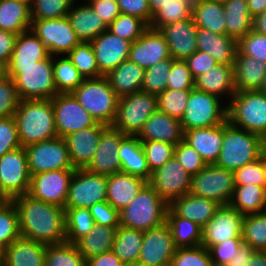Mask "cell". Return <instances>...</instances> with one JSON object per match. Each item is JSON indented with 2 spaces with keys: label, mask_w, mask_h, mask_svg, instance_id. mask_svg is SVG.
<instances>
[{
  "label": "cell",
  "mask_w": 266,
  "mask_h": 266,
  "mask_svg": "<svg viewBox=\"0 0 266 266\" xmlns=\"http://www.w3.org/2000/svg\"><path fill=\"white\" fill-rule=\"evenodd\" d=\"M169 204L147 183L126 207L120 210V226L147 231L166 222Z\"/></svg>",
  "instance_id": "277c9868"
},
{
  "label": "cell",
  "mask_w": 266,
  "mask_h": 266,
  "mask_svg": "<svg viewBox=\"0 0 266 266\" xmlns=\"http://www.w3.org/2000/svg\"><path fill=\"white\" fill-rule=\"evenodd\" d=\"M177 247L165 222L143 232V243L137 263L143 266H170Z\"/></svg>",
  "instance_id": "ac0fdd59"
},
{
  "label": "cell",
  "mask_w": 266,
  "mask_h": 266,
  "mask_svg": "<svg viewBox=\"0 0 266 266\" xmlns=\"http://www.w3.org/2000/svg\"><path fill=\"white\" fill-rule=\"evenodd\" d=\"M21 237L16 206L9 200L0 209V247L5 249Z\"/></svg>",
  "instance_id": "f907efd6"
},
{
  "label": "cell",
  "mask_w": 266,
  "mask_h": 266,
  "mask_svg": "<svg viewBox=\"0 0 266 266\" xmlns=\"http://www.w3.org/2000/svg\"><path fill=\"white\" fill-rule=\"evenodd\" d=\"M184 3H186L188 6H190L192 9L195 7V5L200 1V0H181Z\"/></svg>",
  "instance_id": "b62a3aed"
},
{
  "label": "cell",
  "mask_w": 266,
  "mask_h": 266,
  "mask_svg": "<svg viewBox=\"0 0 266 266\" xmlns=\"http://www.w3.org/2000/svg\"><path fill=\"white\" fill-rule=\"evenodd\" d=\"M173 158L191 175L199 173L207 165L200 154L182 139L173 151Z\"/></svg>",
  "instance_id": "680465c9"
},
{
  "label": "cell",
  "mask_w": 266,
  "mask_h": 266,
  "mask_svg": "<svg viewBox=\"0 0 266 266\" xmlns=\"http://www.w3.org/2000/svg\"><path fill=\"white\" fill-rule=\"evenodd\" d=\"M47 245L20 237L4 249L2 266H45Z\"/></svg>",
  "instance_id": "1f68e13d"
},
{
  "label": "cell",
  "mask_w": 266,
  "mask_h": 266,
  "mask_svg": "<svg viewBox=\"0 0 266 266\" xmlns=\"http://www.w3.org/2000/svg\"><path fill=\"white\" fill-rule=\"evenodd\" d=\"M167 81V89L192 90L194 88V78L185 60L172 59Z\"/></svg>",
  "instance_id": "91938a15"
},
{
  "label": "cell",
  "mask_w": 266,
  "mask_h": 266,
  "mask_svg": "<svg viewBox=\"0 0 266 266\" xmlns=\"http://www.w3.org/2000/svg\"><path fill=\"white\" fill-rule=\"evenodd\" d=\"M53 77L57 94L72 93L84 81L67 55L59 59L53 56Z\"/></svg>",
  "instance_id": "ee69618b"
},
{
  "label": "cell",
  "mask_w": 266,
  "mask_h": 266,
  "mask_svg": "<svg viewBox=\"0 0 266 266\" xmlns=\"http://www.w3.org/2000/svg\"><path fill=\"white\" fill-rule=\"evenodd\" d=\"M185 61L194 79L219 64L211 55L199 50L194 52Z\"/></svg>",
  "instance_id": "89a4df30"
},
{
  "label": "cell",
  "mask_w": 266,
  "mask_h": 266,
  "mask_svg": "<svg viewBox=\"0 0 266 266\" xmlns=\"http://www.w3.org/2000/svg\"><path fill=\"white\" fill-rule=\"evenodd\" d=\"M10 199L5 196L0 194V209L9 201Z\"/></svg>",
  "instance_id": "67dfc351"
},
{
  "label": "cell",
  "mask_w": 266,
  "mask_h": 266,
  "mask_svg": "<svg viewBox=\"0 0 266 266\" xmlns=\"http://www.w3.org/2000/svg\"><path fill=\"white\" fill-rule=\"evenodd\" d=\"M150 172L162 167L173 157L175 145L163 141L141 142Z\"/></svg>",
  "instance_id": "6f0895ef"
},
{
  "label": "cell",
  "mask_w": 266,
  "mask_h": 266,
  "mask_svg": "<svg viewBox=\"0 0 266 266\" xmlns=\"http://www.w3.org/2000/svg\"><path fill=\"white\" fill-rule=\"evenodd\" d=\"M75 0H33L31 19H56L66 17Z\"/></svg>",
  "instance_id": "11a10c76"
},
{
  "label": "cell",
  "mask_w": 266,
  "mask_h": 266,
  "mask_svg": "<svg viewBox=\"0 0 266 266\" xmlns=\"http://www.w3.org/2000/svg\"><path fill=\"white\" fill-rule=\"evenodd\" d=\"M31 9L28 4L14 0H0V29L20 34L31 27Z\"/></svg>",
  "instance_id": "8d00e7d4"
},
{
  "label": "cell",
  "mask_w": 266,
  "mask_h": 266,
  "mask_svg": "<svg viewBox=\"0 0 266 266\" xmlns=\"http://www.w3.org/2000/svg\"><path fill=\"white\" fill-rule=\"evenodd\" d=\"M235 185L254 184L266 189L261 157L234 171Z\"/></svg>",
  "instance_id": "e7e4bbea"
},
{
  "label": "cell",
  "mask_w": 266,
  "mask_h": 266,
  "mask_svg": "<svg viewBox=\"0 0 266 266\" xmlns=\"http://www.w3.org/2000/svg\"><path fill=\"white\" fill-rule=\"evenodd\" d=\"M125 264L112 250L95 255L86 260V266H124Z\"/></svg>",
  "instance_id": "753ad0ef"
},
{
  "label": "cell",
  "mask_w": 266,
  "mask_h": 266,
  "mask_svg": "<svg viewBox=\"0 0 266 266\" xmlns=\"http://www.w3.org/2000/svg\"><path fill=\"white\" fill-rule=\"evenodd\" d=\"M174 244L179 247H195L201 245L202 227L189 219L177 216L169 207L166 214Z\"/></svg>",
  "instance_id": "b9f144b4"
},
{
  "label": "cell",
  "mask_w": 266,
  "mask_h": 266,
  "mask_svg": "<svg viewBox=\"0 0 266 266\" xmlns=\"http://www.w3.org/2000/svg\"><path fill=\"white\" fill-rule=\"evenodd\" d=\"M238 51L243 55L266 62V35L251 30L238 40Z\"/></svg>",
  "instance_id": "6125c7cd"
},
{
  "label": "cell",
  "mask_w": 266,
  "mask_h": 266,
  "mask_svg": "<svg viewBox=\"0 0 266 266\" xmlns=\"http://www.w3.org/2000/svg\"><path fill=\"white\" fill-rule=\"evenodd\" d=\"M87 2L107 26L120 15L116 0H87Z\"/></svg>",
  "instance_id": "2644e50d"
},
{
  "label": "cell",
  "mask_w": 266,
  "mask_h": 266,
  "mask_svg": "<svg viewBox=\"0 0 266 266\" xmlns=\"http://www.w3.org/2000/svg\"><path fill=\"white\" fill-rule=\"evenodd\" d=\"M234 66L236 92L259 90L266 77V62L237 51Z\"/></svg>",
  "instance_id": "d6a6232c"
},
{
  "label": "cell",
  "mask_w": 266,
  "mask_h": 266,
  "mask_svg": "<svg viewBox=\"0 0 266 266\" xmlns=\"http://www.w3.org/2000/svg\"><path fill=\"white\" fill-rule=\"evenodd\" d=\"M184 140L200 154L206 164H215L223 144V124L184 131Z\"/></svg>",
  "instance_id": "484cf974"
},
{
  "label": "cell",
  "mask_w": 266,
  "mask_h": 266,
  "mask_svg": "<svg viewBox=\"0 0 266 266\" xmlns=\"http://www.w3.org/2000/svg\"><path fill=\"white\" fill-rule=\"evenodd\" d=\"M49 55L44 43L31 29L17 35L8 66H29Z\"/></svg>",
  "instance_id": "d590c367"
},
{
  "label": "cell",
  "mask_w": 266,
  "mask_h": 266,
  "mask_svg": "<svg viewBox=\"0 0 266 266\" xmlns=\"http://www.w3.org/2000/svg\"><path fill=\"white\" fill-rule=\"evenodd\" d=\"M246 266H266V251H255Z\"/></svg>",
  "instance_id": "b9fcfbb0"
},
{
  "label": "cell",
  "mask_w": 266,
  "mask_h": 266,
  "mask_svg": "<svg viewBox=\"0 0 266 266\" xmlns=\"http://www.w3.org/2000/svg\"><path fill=\"white\" fill-rule=\"evenodd\" d=\"M223 6L226 35L239 40L252 30V17L247 0H227Z\"/></svg>",
  "instance_id": "60d3db41"
},
{
  "label": "cell",
  "mask_w": 266,
  "mask_h": 266,
  "mask_svg": "<svg viewBox=\"0 0 266 266\" xmlns=\"http://www.w3.org/2000/svg\"><path fill=\"white\" fill-rule=\"evenodd\" d=\"M14 118L22 147L57 137L51 99L21 100Z\"/></svg>",
  "instance_id": "7a4b0ae2"
},
{
  "label": "cell",
  "mask_w": 266,
  "mask_h": 266,
  "mask_svg": "<svg viewBox=\"0 0 266 266\" xmlns=\"http://www.w3.org/2000/svg\"><path fill=\"white\" fill-rule=\"evenodd\" d=\"M244 215L228 205H220L215 215L202 227L201 245L211 246L231 238H242Z\"/></svg>",
  "instance_id": "e0dca14e"
},
{
  "label": "cell",
  "mask_w": 266,
  "mask_h": 266,
  "mask_svg": "<svg viewBox=\"0 0 266 266\" xmlns=\"http://www.w3.org/2000/svg\"><path fill=\"white\" fill-rule=\"evenodd\" d=\"M128 59L147 69L161 60L172 58L164 36L159 30L149 27L131 43Z\"/></svg>",
  "instance_id": "7402d4cb"
},
{
  "label": "cell",
  "mask_w": 266,
  "mask_h": 266,
  "mask_svg": "<svg viewBox=\"0 0 266 266\" xmlns=\"http://www.w3.org/2000/svg\"><path fill=\"white\" fill-rule=\"evenodd\" d=\"M120 14H128L142 19L148 26L152 21L148 0H116Z\"/></svg>",
  "instance_id": "a7ac6f4b"
},
{
  "label": "cell",
  "mask_w": 266,
  "mask_h": 266,
  "mask_svg": "<svg viewBox=\"0 0 266 266\" xmlns=\"http://www.w3.org/2000/svg\"><path fill=\"white\" fill-rule=\"evenodd\" d=\"M149 26L140 18L120 14L109 26L108 31L131 43L138 39Z\"/></svg>",
  "instance_id": "db71d44e"
},
{
  "label": "cell",
  "mask_w": 266,
  "mask_h": 266,
  "mask_svg": "<svg viewBox=\"0 0 266 266\" xmlns=\"http://www.w3.org/2000/svg\"><path fill=\"white\" fill-rule=\"evenodd\" d=\"M137 137L140 142L163 141L176 146L184 139V131L180 120L157 110L145 122Z\"/></svg>",
  "instance_id": "d4e9b609"
},
{
  "label": "cell",
  "mask_w": 266,
  "mask_h": 266,
  "mask_svg": "<svg viewBox=\"0 0 266 266\" xmlns=\"http://www.w3.org/2000/svg\"><path fill=\"white\" fill-rule=\"evenodd\" d=\"M126 136V134H123L113 126H107L102 131L97 150L85 169L89 172L106 176L121 172L118 150Z\"/></svg>",
  "instance_id": "ffe728a7"
},
{
  "label": "cell",
  "mask_w": 266,
  "mask_h": 266,
  "mask_svg": "<svg viewBox=\"0 0 266 266\" xmlns=\"http://www.w3.org/2000/svg\"><path fill=\"white\" fill-rule=\"evenodd\" d=\"M251 17H255L266 10V0H247Z\"/></svg>",
  "instance_id": "2a66077c"
},
{
  "label": "cell",
  "mask_w": 266,
  "mask_h": 266,
  "mask_svg": "<svg viewBox=\"0 0 266 266\" xmlns=\"http://www.w3.org/2000/svg\"><path fill=\"white\" fill-rule=\"evenodd\" d=\"M252 30L259 34L266 35V10L252 18Z\"/></svg>",
  "instance_id": "11e5206c"
},
{
  "label": "cell",
  "mask_w": 266,
  "mask_h": 266,
  "mask_svg": "<svg viewBox=\"0 0 266 266\" xmlns=\"http://www.w3.org/2000/svg\"><path fill=\"white\" fill-rule=\"evenodd\" d=\"M255 250L251 247L243 245L240 251L229 261L226 266H246Z\"/></svg>",
  "instance_id": "34e18365"
},
{
  "label": "cell",
  "mask_w": 266,
  "mask_h": 266,
  "mask_svg": "<svg viewBox=\"0 0 266 266\" xmlns=\"http://www.w3.org/2000/svg\"><path fill=\"white\" fill-rule=\"evenodd\" d=\"M3 253H4V249L0 247V266L3 265Z\"/></svg>",
  "instance_id": "5803f987"
},
{
  "label": "cell",
  "mask_w": 266,
  "mask_h": 266,
  "mask_svg": "<svg viewBox=\"0 0 266 266\" xmlns=\"http://www.w3.org/2000/svg\"><path fill=\"white\" fill-rule=\"evenodd\" d=\"M76 2L77 0H75L71 6L67 18L71 27L75 31L77 38L81 42H91L102 32H105L108 29V26L104 23L101 17L98 16V13L92 9L89 3L81 5L75 4Z\"/></svg>",
  "instance_id": "f546056e"
},
{
  "label": "cell",
  "mask_w": 266,
  "mask_h": 266,
  "mask_svg": "<svg viewBox=\"0 0 266 266\" xmlns=\"http://www.w3.org/2000/svg\"><path fill=\"white\" fill-rule=\"evenodd\" d=\"M196 38L197 50L208 53L219 64H234L238 51V40L200 27L196 29Z\"/></svg>",
  "instance_id": "4316f807"
},
{
  "label": "cell",
  "mask_w": 266,
  "mask_h": 266,
  "mask_svg": "<svg viewBox=\"0 0 266 266\" xmlns=\"http://www.w3.org/2000/svg\"><path fill=\"white\" fill-rule=\"evenodd\" d=\"M17 35L0 29V62L7 66L12 57Z\"/></svg>",
  "instance_id": "8c879c8a"
},
{
  "label": "cell",
  "mask_w": 266,
  "mask_h": 266,
  "mask_svg": "<svg viewBox=\"0 0 266 266\" xmlns=\"http://www.w3.org/2000/svg\"><path fill=\"white\" fill-rule=\"evenodd\" d=\"M66 242L75 244L95 224L89 208H65Z\"/></svg>",
  "instance_id": "f6af8a7d"
},
{
  "label": "cell",
  "mask_w": 266,
  "mask_h": 266,
  "mask_svg": "<svg viewBox=\"0 0 266 266\" xmlns=\"http://www.w3.org/2000/svg\"><path fill=\"white\" fill-rule=\"evenodd\" d=\"M242 240L255 251H266V212L245 215Z\"/></svg>",
  "instance_id": "bcb514c9"
},
{
  "label": "cell",
  "mask_w": 266,
  "mask_h": 266,
  "mask_svg": "<svg viewBox=\"0 0 266 266\" xmlns=\"http://www.w3.org/2000/svg\"><path fill=\"white\" fill-rule=\"evenodd\" d=\"M8 76V68L7 65L0 62V81L5 79Z\"/></svg>",
  "instance_id": "979ff035"
},
{
  "label": "cell",
  "mask_w": 266,
  "mask_h": 266,
  "mask_svg": "<svg viewBox=\"0 0 266 266\" xmlns=\"http://www.w3.org/2000/svg\"><path fill=\"white\" fill-rule=\"evenodd\" d=\"M192 18L197 27L219 35H226V18L223 3L200 0L192 9Z\"/></svg>",
  "instance_id": "f35d334b"
},
{
  "label": "cell",
  "mask_w": 266,
  "mask_h": 266,
  "mask_svg": "<svg viewBox=\"0 0 266 266\" xmlns=\"http://www.w3.org/2000/svg\"><path fill=\"white\" fill-rule=\"evenodd\" d=\"M57 137L96 126L99 123L79 104L72 93L57 94L52 99Z\"/></svg>",
  "instance_id": "9a60e30c"
},
{
  "label": "cell",
  "mask_w": 266,
  "mask_h": 266,
  "mask_svg": "<svg viewBox=\"0 0 266 266\" xmlns=\"http://www.w3.org/2000/svg\"><path fill=\"white\" fill-rule=\"evenodd\" d=\"M90 43L96 56L99 72L103 76L129 58L131 42L108 30L102 32Z\"/></svg>",
  "instance_id": "44dd1931"
},
{
  "label": "cell",
  "mask_w": 266,
  "mask_h": 266,
  "mask_svg": "<svg viewBox=\"0 0 266 266\" xmlns=\"http://www.w3.org/2000/svg\"><path fill=\"white\" fill-rule=\"evenodd\" d=\"M259 91L262 92L264 95H266V77H265V79H264Z\"/></svg>",
  "instance_id": "603ad722"
},
{
  "label": "cell",
  "mask_w": 266,
  "mask_h": 266,
  "mask_svg": "<svg viewBox=\"0 0 266 266\" xmlns=\"http://www.w3.org/2000/svg\"><path fill=\"white\" fill-rule=\"evenodd\" d=\"M244 245L242 238H231L211 246L208 250L214 266H226Z\"/></svg>",
  "instance_id": "be15d7a7"
},
{
  "label": "cell",
  "mask_w": 266,
  "mask_h": 266,
  "mask_svg": "<svg viewBox=\"0 0 266 266\" xmlns=\"http://www.w3.org/2000/svg\"><path fill=\"white\" fill-rule=\"evenodd\" d=\"M121 172L139 177L149 182L152 173L149 170L142 144L137 136L127 135L118 150Z\"/></svg>",
  "instance_id": "e575fe53"
},
{
  "label": "cell",
  "mask_w": 266,
  "mask_h": 266,
  "mask_svg": "<svg viewBox=\"0 0 266 266\" xmlns=\"http://www.w3.org/2000/svg\"><path fill=\"white\" fill-rule=\"evenodd\" d=\"M67 56L84 79L103 76L99 72L96 56L90 42H80L67 54Z\"/></svg>",
  "instance_id": "c3c4849f"
},
{
  "label": "cell",
  "mask_w": 266,
  "mask_h": 266,
  "mask_svg": "<svg viewBox=\"0 0 266 266\" xmlns=\"http://www.w3.org/2000/svg\"><path fill=\"white\" fill-rule=\"evenodd\" d=\"M31 174L28 169L27 153L24 147L5 153L0 157V194L10 200L28 194Z\"/></svg>",
  "instance_id": "4fadbf2b"
},
{
  "label": "cell",
  "mask_w": 266,
  "mask_h": 266,
  "mask_svg": "<svg viewBox=\"0 0 266 266\" xmlns=\"http://www.w3.org/2000/svg\"><path fill=\"white\" fill-rule=\"evenodd\" d=\"M229 205L244 216L264 212L266 189L254 184L235 185Z\"/></svg>",
  "instance_id": "74e56055"
},
{
  "label": "cell",
  "mask_w": 266,
  "mask_h": 266,
  "mask_svg": "<svg viewBox=\"0 0 266 266\" xmlns=\"http://www.w3.org/2000/svg\"><path fill=\"white\" fill-rule=\"evenodd\" d=\"M148 183L169 204L190 192L191 175L172 157L152 172Z\"/></svg>",
  "instance_id": "d6986e66"
},
{
  "label": "cell",
  "mask_w": 266,
  "mask_h": 266,
  "mask_svg": "<svg viewBox=\"0 0 266 266\" xmlns=\"http://www.w3.org/2000/svg\"><path fill=\"white\" fill-rule=\"evenodd\" d=\"M94 222L101 226L119 227L120 211L115 209L107 201L94 204L89 208Z\"/></svg>",
  "instance_id": "003e7915"
},
{
  "label": "cell",
  "mask_w": 266,
  "mask_h": 266,
  "mask_svg": "<svg viewBox=\"0 0 266 266\" xmlns=\"http://www.w3.org/2000/svg\"><path fill=\"white\" fill-rule=\"evenodd\" d=\"M75 170H53L31 176L28 195L65 208L69 185Z\"/></svg>",
  "instance_id": "2e32d148"
},
{
  "label": "cell",
  "mask_w": 266,
  "mask_h": 266,
  "mask_svg": "<svg viewBox=\"0 0 266 266\" xmlns=\"http://www.w3.org/2000/svg\"><path fill=\"white\" fill-rule=\"evenodd\" d=\"M191 90L166 89L157 95L158 110L181 121Z\"/></svg>",
  "instance_id": "681fc988"
},
{
  "label": "cell",
  "mask_w": 266,
  "mask_h": 266,
  "mask_svg": "<svg viewBox=\"0 0 266 266\" xmlns=\"http://www.w3.org/2000/svg\"><path fill=\"white\" fill-rule=\"evenodd\" d=\"M145 69L135 62L123 61L109 71L105 78L118 97L140 92L144 81Z\"/></svg>",
  "instance_id": "836d02e7"
},
{
  "label": "cell",
  "mask_w": 266,
  "mask_h": 266,
  "mask_svg": "<svg viewBox=\"0 0 266 266\" xmlns=\"http://www.w3.org/2000/svg\"><path fill=\"white\" fill-rule=\"evenodd\" d=\"M106 127L99 123L64 137L71 163L75 169L85 168L90 163L99 145L102 131Z\"/></svg>",
  "instance_id": "cb8c5ba5"
},
{
  "label": "cell",
  "mask_w": 266,
  "mask_h": 266,
  "mask_svg": "<svg viewBox=\"0 0 266 266\" xmlns=\"http://www.w3.org/2000/svg\"><path fill=\"white\" fill-rule=\"evenodd\" d=\"M172 65V59H164L145 69L141 91L158 95L167 89V77Z\"/></svg>",
  "instance_id": "816d5d0a"
},
{
  "label": "cell",
  "mask_w": 266,
  "mask_h": 266,
  "mask_svg": "<svg viewBox=\"0 0 266 266\" xmlns=\"http://www.w3.org/2000/svg\"><path fill=\"white\" fill-rule=\"evenodd\" d=\"M196 29L192 17L169 23L159 29L168 44L172 59L186 60L197 51Z\"/></svg>",
  "instance_id": "603a6c76"
},
{
  "label": "cell",
  "mask_w": 266,
  "mask_h": 266,
  "mask_svg": "<svg viewBox=\"0 0 266 266\" xmlns=\"http://www.w3.org/2000/svg\"><path fill=\"white\" fill-rule=\"evenodd\" d=\"M72 94L97 123L112 126L119 97L105 76L84 79Z\"/></svg>",
  "instance_id": "8992f818"
},
{
  "label": "cell",
  "mask_w": 266,
  "mask_h": 266,
  "mask_svg": "<svg viewBox=\"0 0 266 266\" xmlns=\"http://www.w3.org/2000/svg\"><path fill=\"white\" fill-rule=\"evenodd\" d=\"M260 157L262 159V166H263L264 176L266 180V151L265 150L262 151Z\"/></svg>",
  "instance_id": "deb4b68c"
},
{
  "label": "cell",
  "mask_w": 266,
  "mask_h": 266,
  "mask_svg": "<svg viewBox=\"0 0 266 266\" xmlns=\"http://www.w3.org/2000/svg\"><path fill=\"white\" fill-rule=\"evenodd\" d=\"M21 99L10 77L0 81V119L14 116Z\"/></svg>",
  "instance_id": "94428289"
},
{
  "label": "cell",
  "mask_w": 266,
  "mask_h": 266,
  "mask_svg": "<svg viewBox=\"0 0 266 266\" xmlns=\"http://www.w3.org/2000/svg\"><path fill=\"white\" fill-rule=\"evenodd\" d=\"M45 266H86V260L75 244L64 242L47 245Z\"/></svg>",
  "instance_id": "7dc6e473"
},
{
  "label": "cell",
  "mask_w": 266,
  "mask_h": 266,
  "mask_svg": "<svg viewBox=\"0 0 266 266\" xmlns=\"http://www.w3.org/2000/svg\"><path fill=\"white\" fill-rule=\"evenodd\" d=\"M227 104V120L261 137L266 133V95L259 90L235 92Z\"/></svg>",
  "instance_id": "52a82bcc"
},
{
  "label": "cell",
  "mask_w": 266,
  "mask_h": 266,
  "mask_svg": "<svg viewBox=\"0 0 266 266\" xmlns=\"http://www.w3.org/2000/svg\"><path fill=\"white\" fill-rule=\"evenodd\" d=\"M235 188L234 172L207 164L199 173L191 176L190 194L228 205Z\"/></svg>",
  "instance_id": "30bf717a"
},
{
  "label": "cell",
  "mask_w": 266,
  "mask_h": 266,
  "mask_svg": "<svg viewBox=\"0 0 266 266\" xmlns=\"http://www.w3.org/2000/svg\"><path fill=\"white\" fill-rule=\"evenodd\" d=\"M170 1L172 0H148L151 17H153L162 8V6L168 4Z\"/></svg>",
  "instance_id": "09005b40"
},
{
  "label": "cell",
  "mask_w": 266,
  "mask_h": 266,
  "mask_svg": "<svg viewBox=\"0 0 266 266\" xmlns=\"http://www.w3.org/2000/svg\"><path fill=\"white\" fill-rule=\"evenodd\" d=\"M143 243V231L119 226L112 251L126 265L137 263Z\"/></svg>",
  "instance_id": "7bdbcfd3"
},
{
  "label": "cell",
  "mask_w": 266,
  "mask_h": 266,
  "mask_svg": "<svg viewBox=\"0 0 266 266\" xmlns=\"http://www.w3.org/2000/svg\"><path fill=\"white\" fill-rule=\"evenodd\" d=\"M192 17V8L181 0H172L152 17L150 28L159 30L169 23L186 20Z\"/></svg>",
  "instance_id": "f5cc1de1"
},
{
  "label": "cell",
  "mask_w": 266,
  "mask_h": 266,
  "mask_svg": "<svg viewBox=\"0 0 266 266\" xmlns=\"http://www.w3.org/2000/svg\"><path fill=\"white\" fill-rule=\"evenodd\" d=\"M157 110V95L140 91L119 97L112 126L123 134L137 136L148 118Z\"/></svg>",
  "instance_id": "ba28073f"
},
{
  "label": "cell",
  "mask_w": 266,
  "mask_h": 266,
  "mask_svg": "<svg viewBox=\"0 0 266 266\" xmlns=\"http://www.w3.org/2000/svg\"><path fill=\"white\" fill-rule=\"evenodd\" d=\"M220 204L214 200L185 194L172 200L169 208L177 215L203 227L214 215Z\"/></svg>",
  "instance_id": "83f0119b"
},
{
  "label": "cell",
  "mask_w": 266,
  "mask_h": 266,
  "mask_svg": "<svg viewBox=\"0 0 266 266\" xmlns=\"http://www.w3.org/2000/svg\"><path fill=\"white\" fill-rule=\"evenodd\" d=\"M107 199V176L75 169L71 178L65 208H90Z\"/></svg>",
  "instance_id": "7c38bea8"
},
{
  "label": "cell",
  "mask_w": 266,
  "mask_h": 266,
  "mask_svg": "<svg viewBox=\"0 0 266 266\" xmlns=\"http://www.w3.org/2000/svg\"><path fill=\"white\" fill-rule=\"evenodd\" d=\"M32 32L44 43L49 55L65 56L81 41L66 17L31 19Z\"/></svg>",
  "instance_id": "5bb4252c"
},
{
  "label": "cell",
  "mask_w": 266,
  "mask_h": 266,
  "mask_svg": "<svg viewBox=\"0 0 266 266\" xmlns=\"http://www.w3.org/2000/svg\"><path fill=\"white\" fill-rule=\"evenodd\" d=\"M221 98L193 88L187 107L181 119L183 131L193 128H207L227 121L228 107H222Z\"/></svg>",
  "instance_id": "9c48e42d"
},
{
  "label": "cell",
  "mask_w": 266,
  "mask_h": 266,
  "mask_svg": "<svg viewBox=\"0 0 266 266\" xmlns=\"http://www.w3.org/2000/svg\"><path fill=\"white\" fill-rule=\"evenodd\" d=\"M148 182L124 172L107 176V199L115 209L122 210Z\"/></svg>",
  "instance_id": "4dcf8cb0"
},
{
  "label": "cell",
  "mask_w": 266,
  "mask_h": 266,
  "mask_svg": "<svg viewBox=\"0 0 266 266\" xmlns=\"http://www.w3.org/2000/svg\"><path fill=\"white\" fill-rule=\"evenodd\" d=\"M118 227H107L94 224L93 229L75 245L85 260L92 256L112 250Z\"/></svg>",
  "instance_id": "ab89813d"
},
{
  "label": "cell",
  "mask_w": 266,
  "mask_h": 266,
  "mask_svg": "<svg viewBox=\"0 0 266 266\" xmlns=\"http://www.w3.org/2000/svg\"><path fill=\"white\" fill-rule=\"evenodd\" d=\"M262 151L261 136L232 126L227 120L223 123V144L215 165L234 172L259 159Z\"/></svg>",
  "instance_id": "3957f363"
},
{
  "label": "cell",
  "mask_w": 266,
  "mask_h": 266,
  "mask_svg": "<svg viewBox=\"0 0 266 266\" xmlns=\"http://www.w3.org/2000/svg\"><path fill=\"white\" fill-rule=\"evenodd\" d=\"M21 100L52 99L57 95L53 77V56L29 66H7Z\"/></svg>",
  "instance_id": "5b68a950"
},
{
  "label": "cell",
  "mask_w": 266,
  "mask_h": 266,
  "mask_svg": "<svg viewBox=\"0 0 266 266\" xmlns=\"http://www.w3.org/2000/svg\"><path fill=\"white\" fill-rule=\"evenodd\" d=\"M194 88L216 95L221 99L228 95L227 97L231 100L236 92L233 64H217L202 73L194 79Z\"/></svg>",
  "instance_id": "f1b7e54d"
},
{
  "label": "cell",
  "mask_w": 266,
  "mask_h": 266,
  "mask_svg": "<svg viewBox=\"0 0 266 266\" xmlns=\"http://www.w3.org/2000/svg\"><path fill=\"white\" fill-rule=\"evenodd\" d=\"M170 266H214L210 252L202 245L179 247L171 259Z\"/></svg>",
  "instance_id": "9f6ffc18"
},
{
  "label": "cell",
  "mask_w": 266,
  "mask_h": 266,
  "mask_svg": "<svg viewBox=\"0 0 266 266\" xmlns=\"http://www.w3.org/2000/svg\"><path fill=\"white\" fill-rule=\"evenodd\" d=\"M24 148L31 176L53 170H75L64 138L55 137Z\"/></svg>",
  "instance_id": "8fae6325"
},
{
  "label": "cell",
  "mask_w": 266,
  "mask_h": 266,
  "mask_svg": "<svg viewBox=\"0 0 266 266\" xmlns=\"http://www.w3.org/2000/svg\"><path fill=\"white\" fill-rule=\"evenodd\" d=\"M16 206L22 238L46 245L66 242L65 208L28 194L11 199Z\"/></svg>",
  "instance_id": "6da1fadb"
},
{
  "label": "cell",
  "mask_w": 266,
  "mask_h": 266,
  "mask_svg": "<svg viewBox=\"0 0 266 266\" xmlns=\"http://www.w3.org/2000/svg\"><path fill=\"white\" fill-rule=\"evenodd\" d=\"M20 147L14 116L0 119V157Z\"/></svg>",
  "instance_id": "03108f58"
}]
</instances>
